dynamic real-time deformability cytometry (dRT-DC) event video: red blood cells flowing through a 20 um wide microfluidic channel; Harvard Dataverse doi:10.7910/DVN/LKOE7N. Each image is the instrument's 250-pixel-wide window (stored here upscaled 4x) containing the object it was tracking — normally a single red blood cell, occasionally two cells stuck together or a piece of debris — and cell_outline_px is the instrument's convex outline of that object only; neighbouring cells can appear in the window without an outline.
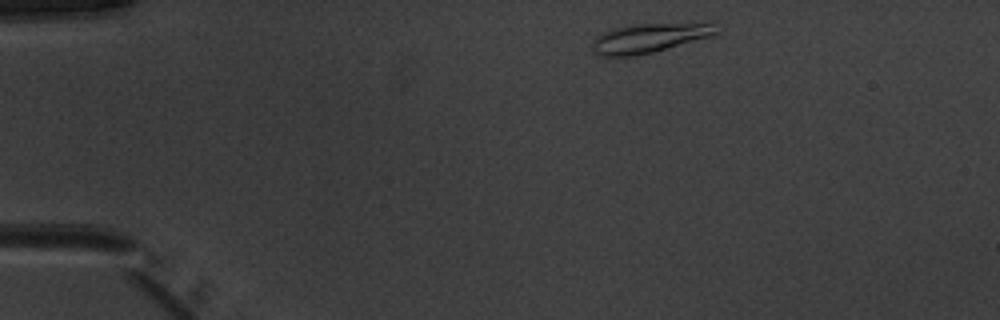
{"species": "common noctule bat (a hibernating species)", "species_latin": "Nyctalus noctula", "temperature_condition": "warm", "stored_images_in_passage": 44, "camera_frame_rate_fps": 3000, "um_per_image_px": 0.085, "animal": {"sex": "male", "body_mass_g": 20.1, "forearm_length_mm": 53.5}, "frame": {"image": 1, "passage_image": 2, "time_ms": 0.333, "image_size_px": [1000, 320], "cell_outline_px": [[720, 32], [708, 36], [652, 52], [636, 56], [596, 56], [592, 52], [592, 40], [596, 36], [612, 28], [636, 24], [712, 24]], "centroid_in_image_um": [55.02, 3.25], "position_along_channel_um": 30.0, "area_um2": 20.63}}
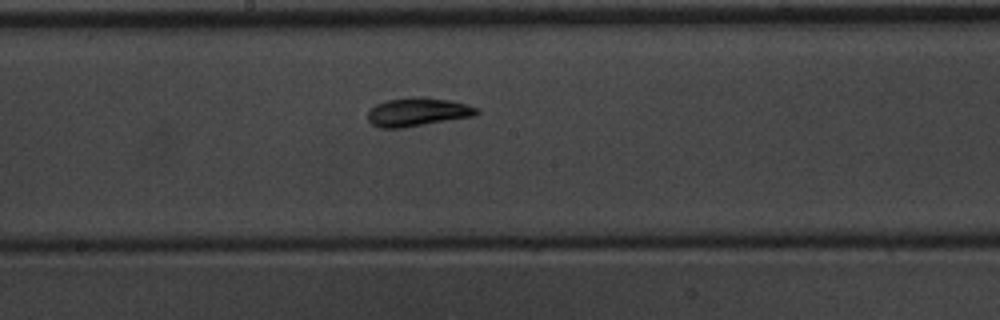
{"frame": {"image": 2, "passage_image": 21, "time_ms": 6.667, "image_size_px": [1000, 320], "cell_outline_px": [[480, 112], [476, 116], [400, 128], [380, 128], [372, 124], [368, 120], [368, 112], [376, 104], [388, 100], [416, 96], [424, 96], [452, 100], [480, 108]], "centroid_in_image_um": [35.55, 9.51], "position_along_channel_um": 212.6, "area_um2": 18.26}}
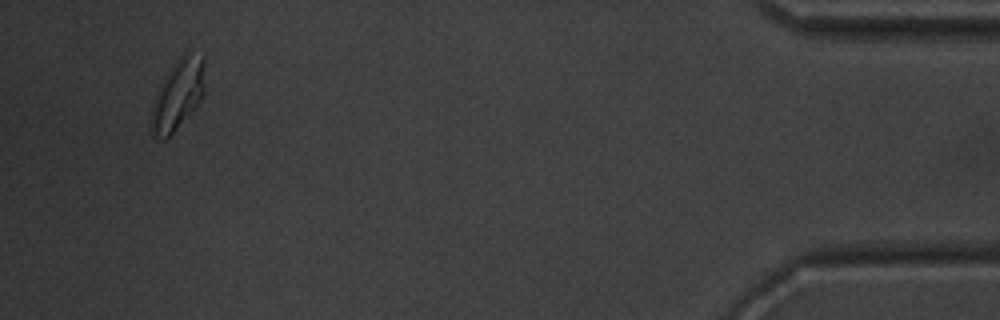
{"frame": {"image": 3, "passage_image": 42, "time_ms": 13.667, "image_size_px": [1000, 320], "cell_outline_px": [[204, 96], [196, 108], [164, 140], [152, 136], [148, 124], [148, 120], [156, 92], [164, 76], [172, 64], [184, 52], [204, 56]], "centroid_in_image_um": [15.08, 8.07], "position_along_channel_um": 420.1, "area_um2": 22.43}, "authors_computed_cell_mechanics": {"area_um2": 17.2822, "velocity_mm_per_s": 3.9379, "shape_relaxation_time_tau1_ms": 3.5441, "shape_relaxation_time_tau2_ms": 1.3593, "deformation_change_tau1": 0.1228, "deformation_change_tau2": 0.0406}}